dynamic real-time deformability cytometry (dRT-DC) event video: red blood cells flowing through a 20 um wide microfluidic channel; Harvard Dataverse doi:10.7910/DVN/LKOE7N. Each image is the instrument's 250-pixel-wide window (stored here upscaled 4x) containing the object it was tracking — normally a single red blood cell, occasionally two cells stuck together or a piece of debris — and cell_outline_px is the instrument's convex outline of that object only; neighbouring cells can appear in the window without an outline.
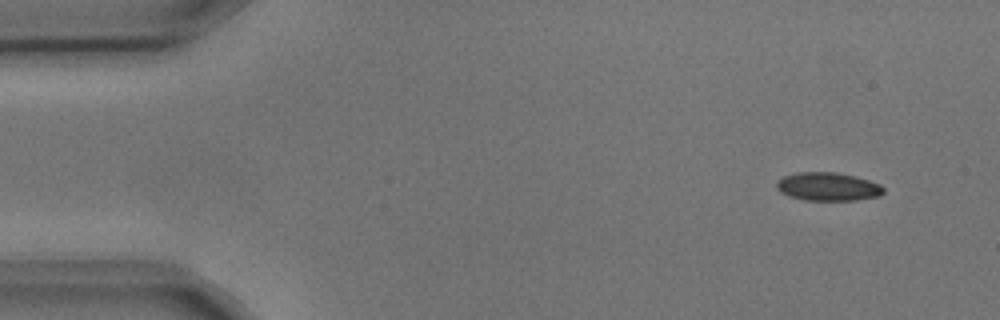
{"species": "common noctule bat (a hibernating species)", "species_latin": "Nyctalus noctula", "temperature_condition": "cold", "stored_images_in_passage": 5, "segment_of_instrument_passage": [1, 2], "camera_frame_rate_fps": 3000, "um_per_image_px": 0.085, "animal": {"sex": "male", "body_mass_g": 17.9, "forearm_length_mm": 54.2}, "frame": {"image": 1, "passage_image": 1, "time_ms": 0.0, "image_size_px": [1000, 320], "cell_outline_px": [[884, 192], [880, 196], [856, 200], [804, 200], [788, 196], [780, 192], [776, 188], [776, 180], [784, 176], [796, 172], [836, 172], [856, 176], [880, 184], [884, 188]], "centroid_in_image_um": [70.35, 15.86], "position_along_channel_um": 14.6, "area_um2": 17.86}}